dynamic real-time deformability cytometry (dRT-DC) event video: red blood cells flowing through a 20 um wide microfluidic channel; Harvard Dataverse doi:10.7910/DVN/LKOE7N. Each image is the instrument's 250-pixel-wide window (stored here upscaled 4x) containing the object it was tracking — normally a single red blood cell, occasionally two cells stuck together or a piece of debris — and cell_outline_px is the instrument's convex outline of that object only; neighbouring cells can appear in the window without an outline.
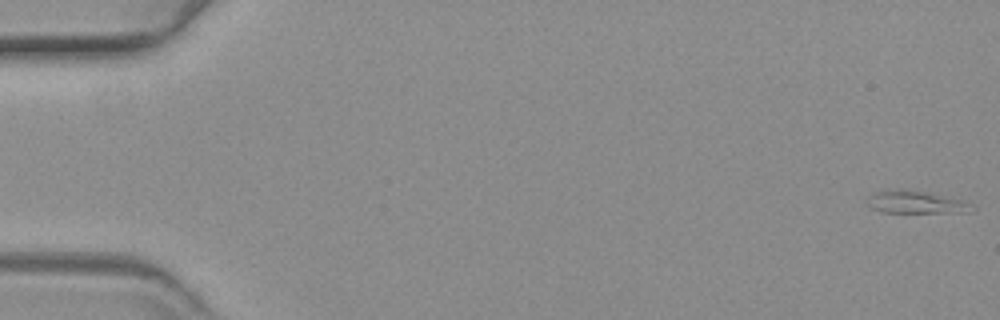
{"species": "common noctule bat (a hibernating species)", "species_latin": "Nyctalus noctula", "temperature_condition": "warm", "stored_images_in_passage": 60, "camera_frame_rate_fps": 3000, "um_per_image_px": 0.085, "animal": {"sex": "female", "body_mass_g": 19.3, "forearm_length_mm": 54.1}, "frame": {"image": 1, "passage_image": 1, "time_ms": 0.0, "image_size_px": [1000, 320], "cell_outline_px": [[976, 208], [968, 212], [880, 212], [872, 208], [868, 204], [868, 196], [876, 192], [904, 188], [964, 200], [972, 204]], "centroid_in_image_um": [77.87, 17.19], "position_along_channel_um": 7.1, "area_um2": 13.64}}
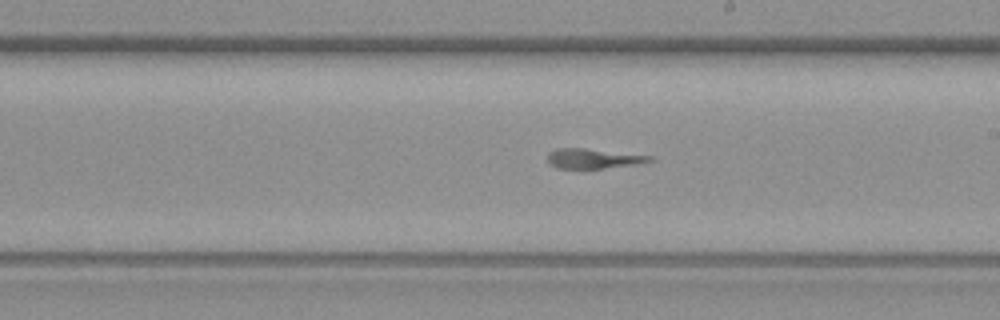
{"frame": {"image": 2, "passage_image": 35, "time_ms": 11.333, "image_size_px": [1000, 320], "cell_outline_px": [[652, 160], [636, 164], [604, 168], [556, 168], [548, 164], [548, 152], [556, 148], [584, 148], [652, 156]], "centroid_in_image_um": [50.35, 13.47], "position_along_channel_um": 238.6, "area_um2": 11.68}}
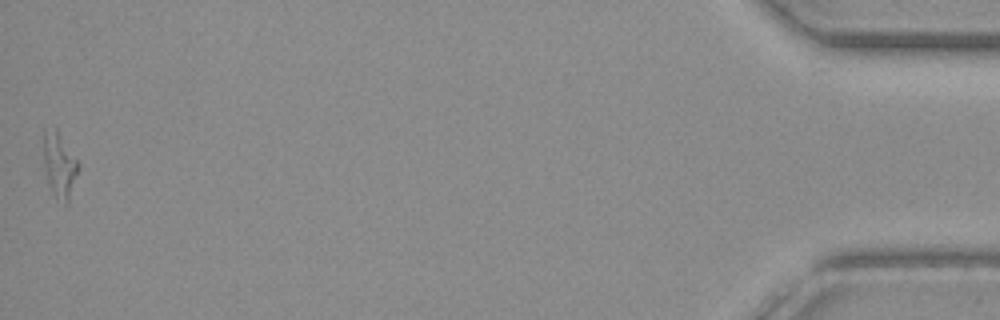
{"frame": {"image": 3, "passage_image": 60, "time_ms": 19.667, "image_size_px": [1000, 320], "cell_outline_px": [[80, 168], [68, 208], [56, 200], [52, 192], [48, 180], [44, 164], [44, 128], [56, 128], [80, 164]], "centroid_in_image_um": [5.1, 14.13], "position_along_channel_um": 430.1, "area_um2": 13.58}}